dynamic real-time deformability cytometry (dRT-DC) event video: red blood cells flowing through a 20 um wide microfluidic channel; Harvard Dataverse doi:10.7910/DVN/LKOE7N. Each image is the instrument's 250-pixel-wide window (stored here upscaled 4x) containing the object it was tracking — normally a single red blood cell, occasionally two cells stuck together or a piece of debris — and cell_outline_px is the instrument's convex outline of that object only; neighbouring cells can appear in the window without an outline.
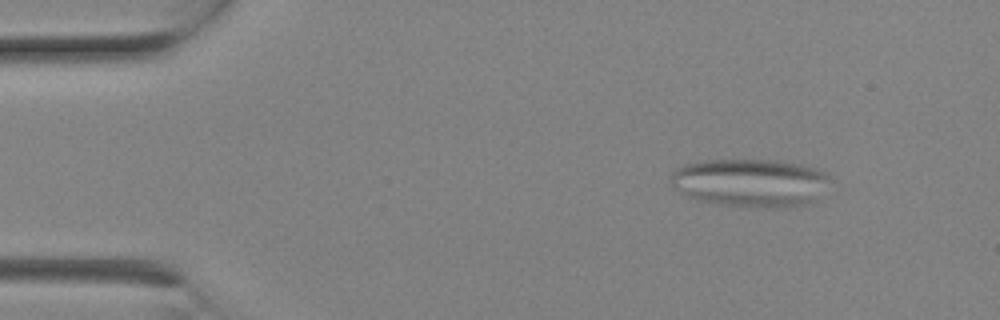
{"species": "Egyptian fruit bat (a non-hibernating species)", "species_latin": "Rousettus aegyptiacus", "temperature_condition": "room temperature", "stored_images_in_passage": 6, "camera_frame_rate_fps": 3000, "um_per_image_px": 0.085, "animal": {"sex": "female"}, "frame": {"image": 1, "passage_image": 1, "time_ms": 0.0, "image_size_px": [1000, 320], "cell_outline_px": [[828, 176], [816, 200], [812, 204], [776, 208], [764, 208], [720, 204], [700, 200], [688, 196], [680, 192], [672, 184], [672, 172], [676, 168], [684, 164], [704, 160], [776, 160], [800, 164], [816, 168], [824, 172]], "centroid_in_image_um": [63.76, 15.53], "position_along_channel_um": 21.2, "area_um2": 44.39}}